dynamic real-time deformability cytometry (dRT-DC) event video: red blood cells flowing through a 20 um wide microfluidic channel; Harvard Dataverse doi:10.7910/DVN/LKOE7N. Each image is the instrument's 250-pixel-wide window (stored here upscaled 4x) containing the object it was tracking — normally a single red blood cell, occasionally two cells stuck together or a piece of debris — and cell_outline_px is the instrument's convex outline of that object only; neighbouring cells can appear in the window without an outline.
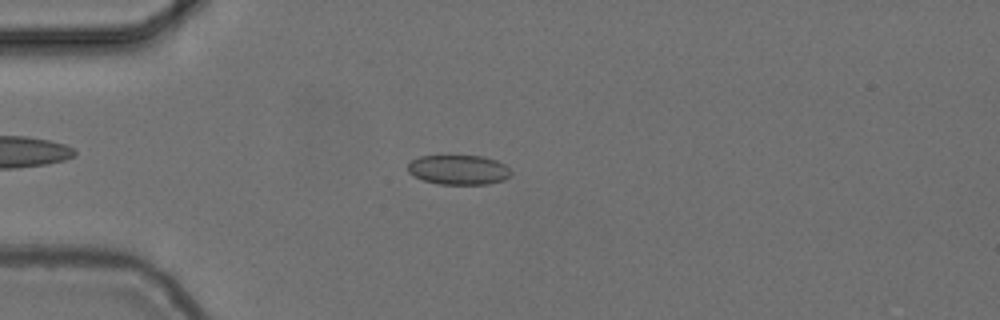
{"species": "common noctule bat (a hibernating species)", "species_latin": "Nyctalus noctula", "temperature_condition": "cold", "stored_images_in_passage": 52, "camera_frame_rate_fps": 3000, "um_per_image_px": 0.085, "animal": {"sex": "female", "body_mass_g": 24.6, "forearm_length_mm": 56.2}, "frame": {"image": 1, "passage_image": 12, "time_ms": 3.667, "image_size_px": [1000, 320], "cell_outline_px": [[512, 172], [504, 180], [488, 184], [440, 184], [424, 180], [408, 172], [408, 164], [412, 160], [420, 156], [484, 156], [496, 160], [504, 164]], "centroid_in_image_um": [39.0, 14.43], "position_along_channel_um": 46.0, "area_um2": 17.69}}
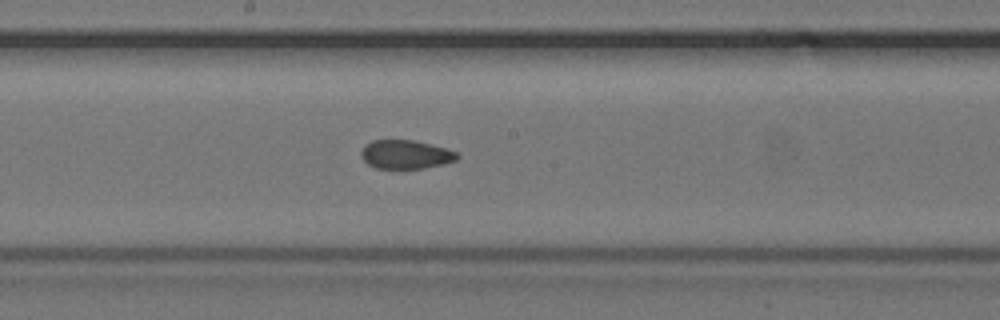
{"frame": {"image": 2, "passage_image": 27, "time_ms": 8.667, "image_size_px": [1000, 320], "cell_outline_px": [[460, 156], [456, 160], [444, 164], [424, 168], [376, 168], [368, 164], [360, 156], [360, 152], [364, 144], [372, 140], [412, 140], [432, 144], [456, 152]], "centroid_in_image_um": [34.46, 13.12], "position_along_channel_um": 213.7, "area_um2": 16.13}}
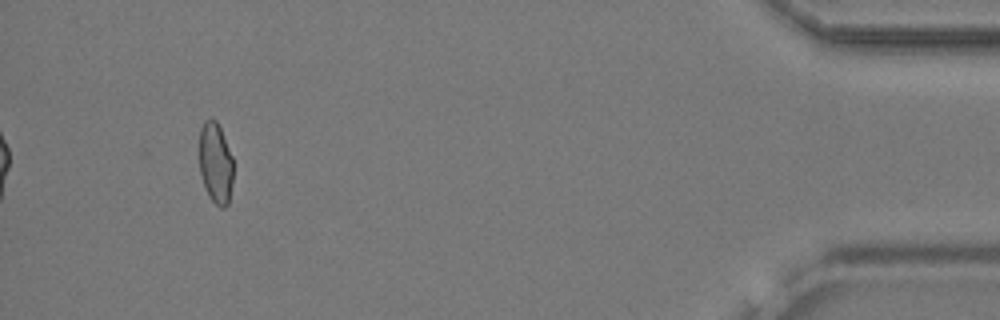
{"frame": {"image": 3, "passage_image": 49, "time_ms": 16.0, "image_size_px": [1000, 320], "cell_outline_px": [[232, 184], [228, 204], [224, 208], [220, 208], [208, 196], [200, 172], [200, 128], [204, 120], [212, 116], [216, 120], [220, 128], [232, 156]], "centroid_in_image_um": [18.32, 13.84], "position_along_channel_um": 416.9, "area_um2": 16.01}, "authors_computed_cell_mechanics": {"area_um2": 16.8487, "velocity_mm_per_s": 3.732, "shape_relaxation_time_tau1_ms": null, "shape_relaxation_time_tau2_ms": 2.2953, "deformation_change_tau1": null, "deformation_change_tau2": 0.0761}}